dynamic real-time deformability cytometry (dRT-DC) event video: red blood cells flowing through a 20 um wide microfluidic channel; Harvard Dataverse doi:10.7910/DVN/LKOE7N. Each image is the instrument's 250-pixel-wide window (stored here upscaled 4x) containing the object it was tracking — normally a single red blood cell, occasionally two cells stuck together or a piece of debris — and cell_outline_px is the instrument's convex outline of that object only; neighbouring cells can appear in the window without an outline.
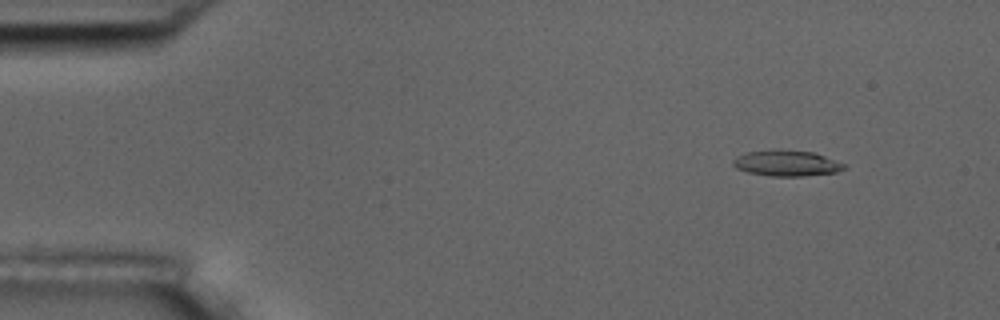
{"species": "common noctule bat (a hibernating species)", "species_latin": "Nyctalus noctula", "temperature_condition": "room temperature", "stored_images_in_passage": 49, "camera_frame_rate_fps": 3000, "um_per_image_px": 0.085, "animal": {"sex": "male", "body_mass_g": 17.5, "forearm_length_mm": 52.3}, "frame": {"image": 1, "passage_image": 1, "time_ms": 0.0, "image_size_px": [1000, 320], "cell_outline_px": [[848, 168], [836, 172], [804, 176], [768, 176], [748, 172], [736, 168], [732, 164], [732, 160], [736, 156], [748, 152], [812, 152], [824, 156], [844, 164]], "centroid_in_image_um": [66.86, 13.92], "position_along_channel_um": 18.1, "area_um2": 15.95}}
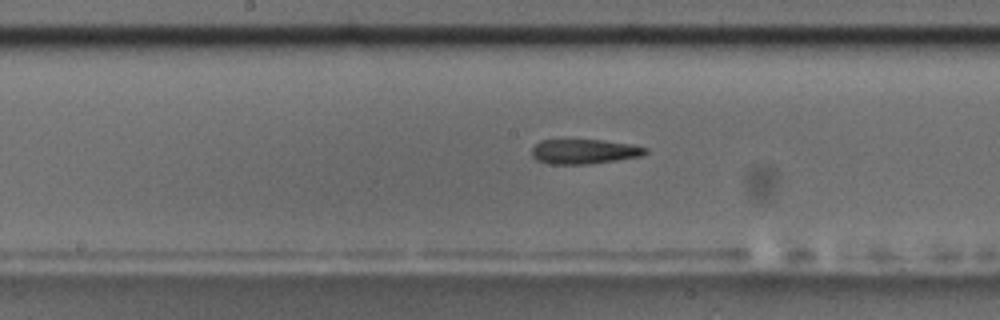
{"frame": {"image": 2, "passage_image": 23, "time_ms": 7.333, "image_size_px": [1000, 320], "cell_outline_px": [[648, 152], [640, 156], [616, 160], [588, 164], [552, 164], [536, 160], [532, 156], [532, 148], [540, 140], [600, 140], [632, 144], [648, 148]], "centroid_in_image_um": [49.65, 12.88], "position_along_channel_um": 198.5, "area_um2": 16.3}}
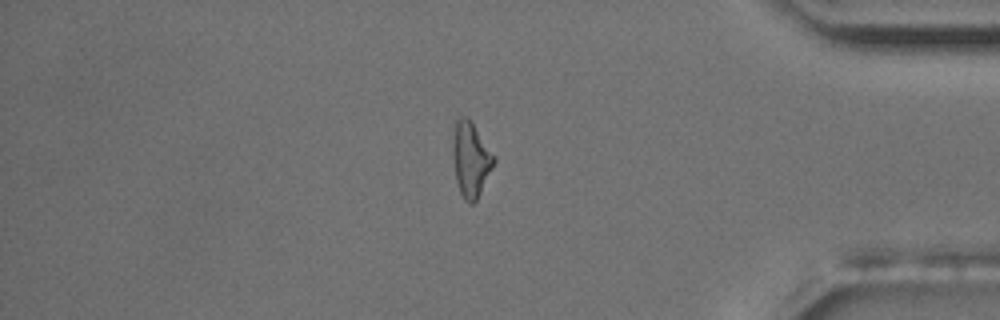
{"frame": {"image": 3, "passage_image": 41, "time_ms": 13.333, "image_size_px": [1000, 320], "cell_outline_px": [[496, 160], [476, 200], [472, 204], [468, 204], [464, 200], [460, 192], [456, 180], [452, 152], [452, 124], [460, 116], [468, 116], [496, 156]], "centroid_in_image_um": [39.99, 13.48], "position_along_channel_um": 395.2, "area_um2": 18.26}, "authors_computed_cell_mechanics": {"area_um2": 17.2822, "velocity_mm_per_s": 3.75, "shape_relaxation_time_tau1_ms": null, "shape_relaxation_time_tau2_ms": 2.515, "deformation_change_tau1": null, "deformation_change_tau2": 0.1362}}